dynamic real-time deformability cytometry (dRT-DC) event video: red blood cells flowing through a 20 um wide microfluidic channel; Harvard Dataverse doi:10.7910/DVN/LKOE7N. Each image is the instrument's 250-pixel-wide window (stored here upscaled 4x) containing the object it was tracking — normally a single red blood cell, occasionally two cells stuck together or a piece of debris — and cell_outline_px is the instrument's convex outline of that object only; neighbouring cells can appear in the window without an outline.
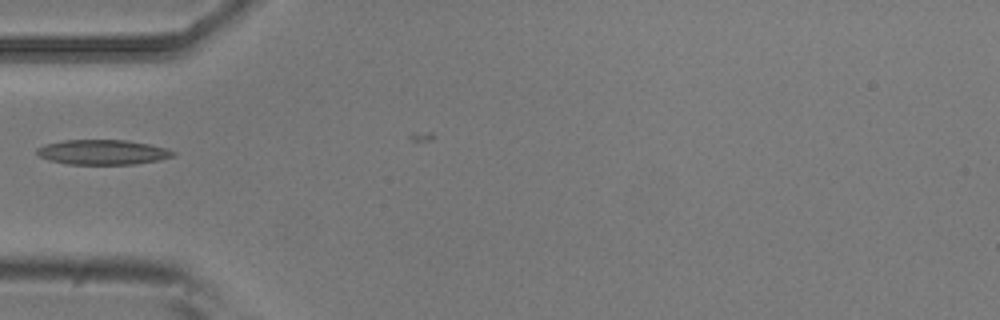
{"species": "common noctule bat (a hibernating species)", "species_latin": "Nyctalus noctula", "temperature_condition": "room temperature", "stored_images_in_passage": 6, "camera_frame_rate_fps": 3000, "um_per_image_px": 0.085, "animal": {"sex": "male", "body_mass_g": 20.5, "forearm_length_mm": 52.5}, "frame": {"image": 1, "passage_image": 5, "time_ms": 1.333, "image_size_px": [1000, 320], "cell_outline_px": [[176, 156], [160, 160], [132, 164], [68, 164], [48, 160], [36, 156], [36, 148], [44, 144], [64, 140], [128, 140], [168, 148], [176, 152]], "centroid_in_image_um": [8.72, 12.93], "position_along_channel_um": 76.3, "area_um2": 20.0}}